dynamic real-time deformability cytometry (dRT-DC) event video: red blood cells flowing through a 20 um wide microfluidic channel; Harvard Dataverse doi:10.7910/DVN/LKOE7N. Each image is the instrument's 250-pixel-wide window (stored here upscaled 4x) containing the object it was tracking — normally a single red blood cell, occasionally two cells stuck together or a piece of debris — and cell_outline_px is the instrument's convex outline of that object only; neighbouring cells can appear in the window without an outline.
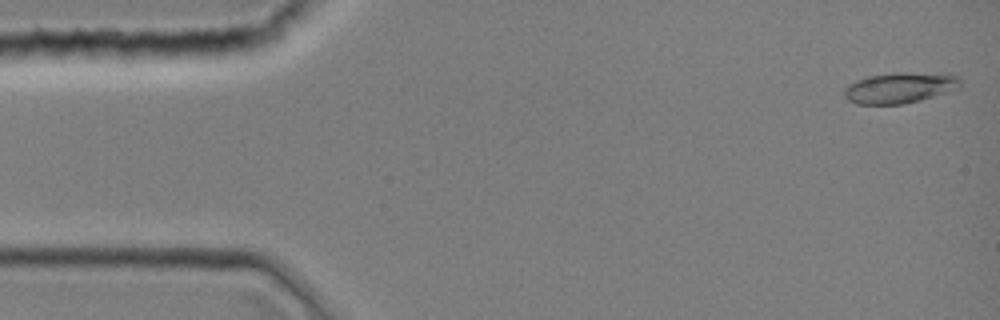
{"species": "common noctule bat (a hibernating species)", "species_latin": "Nyctalus noctula", "temperature_condition": "room temperature", "stored_images_in_passage": 43, "camera_frame_rate_fps": 3000, "um_per_image_px": 0.085, "animal": {"sex": "female", "body_mass_g": 19.0, "forearm_length_mm": 51.5}, "frame": {"image": 1, "passage_image": 1, "time_ms": 0.0, "image_size_px": [1000, 320], "cell_outline_px": [[960, 84], [956, 88], [920, 100], [904, 104], [856, 104], [848, 100], [844, 96], [844, 88], [848, 84], [864, 76], [896, 72], [940, 72], [960, 76]], "centroid_in_image_um": [76.45, 7.43], "position_along_channel_um": 8.6, "area_um2": 21.1}}
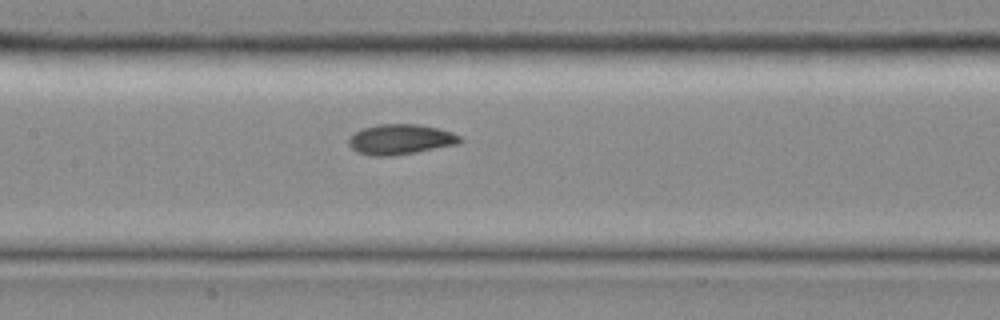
{"frame": {"image": 2, "passage_image": 20, "time_ms": 6.333, "image_size_px": [1000, 320], "cell_outline_px": [[464, 140], [460, 144], [416, 152], [392, 156], [372, 156], [356, 152], [348, 144], [348, 136], [352, 132], [360, 128], [380, 124], [420, 124], [452, 132], [460, 136]], "centroid_in_image_um": [34.01, 11.84], "position_along_channel_um": 173.4, "area_um2": 20.0}}
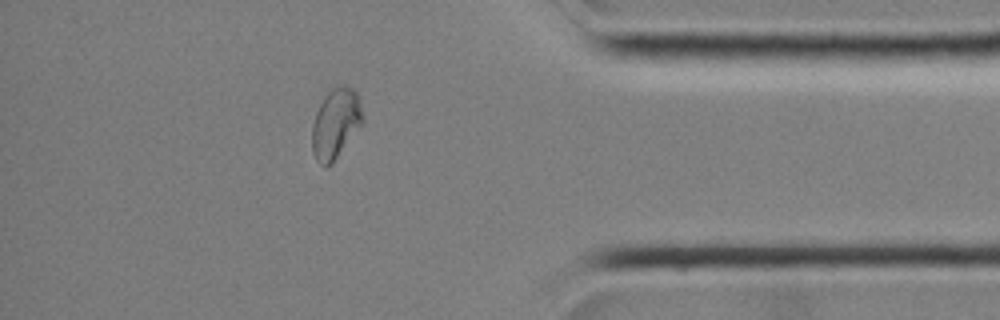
{"frame": {"image": 3, "passage_image": 37, "time_ms": 12.0, "image_size_px": [1000, 320], "cell_outline_px": [[364, 120], [332, 164], [324, 168], [316, 160], [312, 152], [312, 124], [316, 112], [324, 96], [332, 88], [344, 84], [352, 88], [356, 92], [364, 116]], "centroid_in_image_um": [28.51, 10.51], "position_along_channel_um": 406.7, "area_um2": 20.63}}